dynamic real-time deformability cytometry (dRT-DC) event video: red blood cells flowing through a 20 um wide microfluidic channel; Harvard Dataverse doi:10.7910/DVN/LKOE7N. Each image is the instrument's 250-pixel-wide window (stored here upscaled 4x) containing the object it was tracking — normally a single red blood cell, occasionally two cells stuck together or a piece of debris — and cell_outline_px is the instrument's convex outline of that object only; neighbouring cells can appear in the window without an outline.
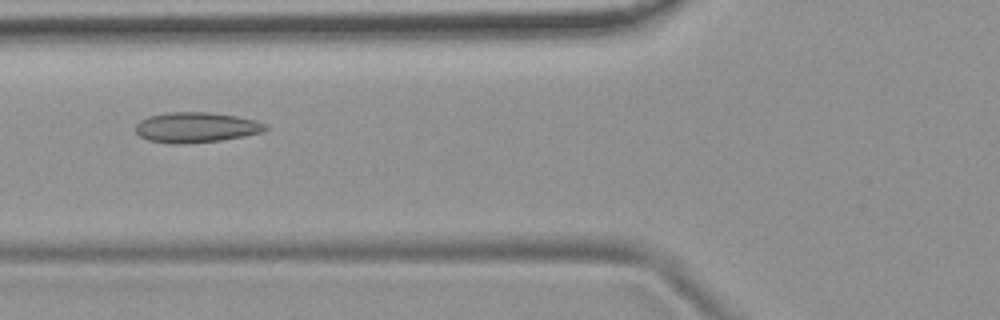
{"species": "common noctule bat (a hibernating species)", "species_latin": "Nyctalus noctula", "temperature_condition": "room temperature", "stored_images_in_passage": 34, "camera_frame_rate_fps": 3000, "um_per_image_px": 0.085, "animal": {"sex": "female", "body_mass_g": 19.9}, "frame": {"image": 1, "passage_image": 8, "time_ms": 2.333, "image_size_px": [1000, 320], "cell_outline_px": [[268, 128], [260, 132], [244, 136], [220, 140], [188, 144], [172, 144], [148, 140], [140, 136], [136, 132], [136, 124], [140, 120], [148, 116], [168, 112], [208, 112], [236, 116], [256, 120], [264, 124]], "centroid_in_image_um": [16.63, 10.83], "position_along_channel_um": 109.2, "area_um2": 22.89}}
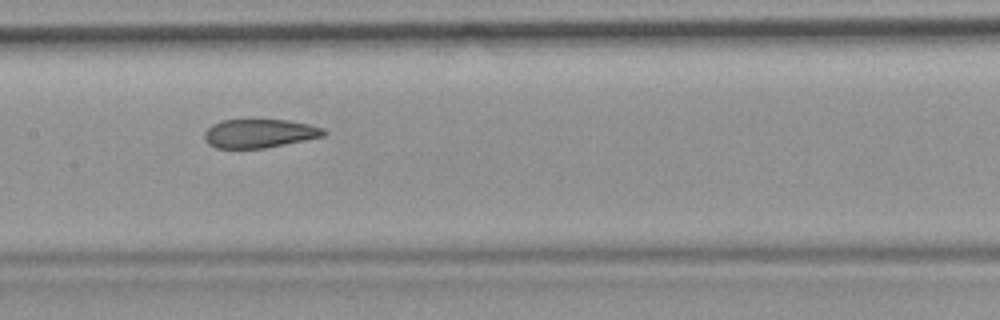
{"frame": {"image": 2, "passage_image": 14, "time_ms": 4.333, "image_size_px": [1000, 320], "cell_outline_px": [[328, 132], [324, 136], [264, 148], [216, 148], [208, 144], [204, 140], [204, 132], [212, 124], [220, 120], [288, 120], [308, 124], [324, 128]], "centroid_in_image_um": [22.03, 11.34], "position_along_channel_um": 185.4, "area_um2": 19.94}}
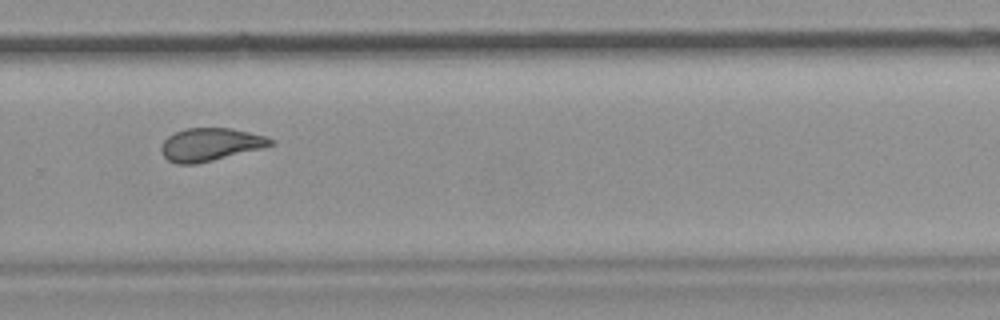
{"frame": {"image": 3, "passage_image": 24, "time_ms": 7.667, "image_size_px": [1000, 320], "cell_outline_px": [[276, 144], [264, 148], [196, 164], [176, 164], [168, 160], [164, 156], [160, 148], [160, 144], [168, 136], [184, 128], [232, 128], [264, 136], [272, 140]], "centroid_in_image_um": [17.86, 12.28], "position_along_channel_um": 311.9, "area_um2": 20.98}, "authors_computed_cell_mechanics": {"area_um2": 21.2415, "velocity_mm_per_s": 3.8093, "shape_relaxation_time_tau1_ms": null, "shape_relaxation_time_tau2_ms": 1.9179, "deformation_change_tau1": null, "deformation_change_tau2": 0.0717}}